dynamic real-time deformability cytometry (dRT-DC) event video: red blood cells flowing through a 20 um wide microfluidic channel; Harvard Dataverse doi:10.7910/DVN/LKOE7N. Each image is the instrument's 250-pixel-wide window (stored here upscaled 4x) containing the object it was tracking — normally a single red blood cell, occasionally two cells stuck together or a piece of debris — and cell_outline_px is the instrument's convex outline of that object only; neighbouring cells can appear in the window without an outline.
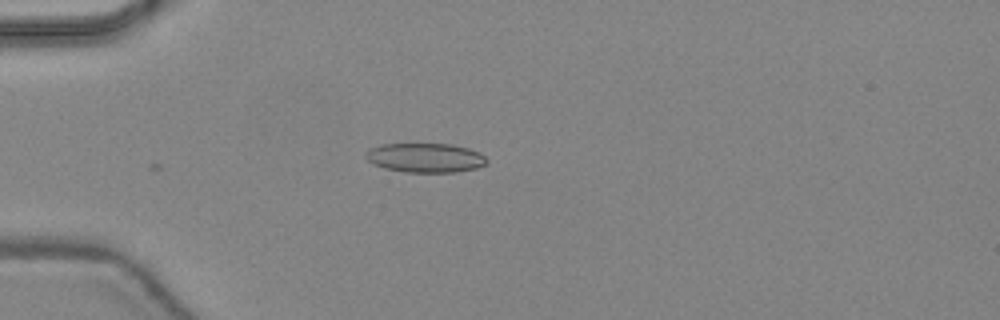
{"species": "common noctule bat (a hibernating species)", "species_latin": "Nyctalus noctula", "temperature_condition": "warm", "stored_images_in_passage": 4, "camera_frame_rate_fps": 3000, "um_per_image_px": 0.085, "animal": {"sex": "female", "body_mass_g": 24.6, "forearm_length_mm": 56.2}, "frame": {"image": 1, "passage_image": 1, "time_ms": 0.0, "image_size_px": [1000, 320], "cell_outline_px": [[488, 164], [476, 168], [456, 172], [408, 172], [384, 168], [368, 160], [364, 156], [368, 148], [380, 144], [452, 144], [468, 148], [480, 152], [488, 160]], "centroid_in_image_um": [36.17, 13.4], "position_along_channel_um": 48.8, "area_um2": 20.75}}